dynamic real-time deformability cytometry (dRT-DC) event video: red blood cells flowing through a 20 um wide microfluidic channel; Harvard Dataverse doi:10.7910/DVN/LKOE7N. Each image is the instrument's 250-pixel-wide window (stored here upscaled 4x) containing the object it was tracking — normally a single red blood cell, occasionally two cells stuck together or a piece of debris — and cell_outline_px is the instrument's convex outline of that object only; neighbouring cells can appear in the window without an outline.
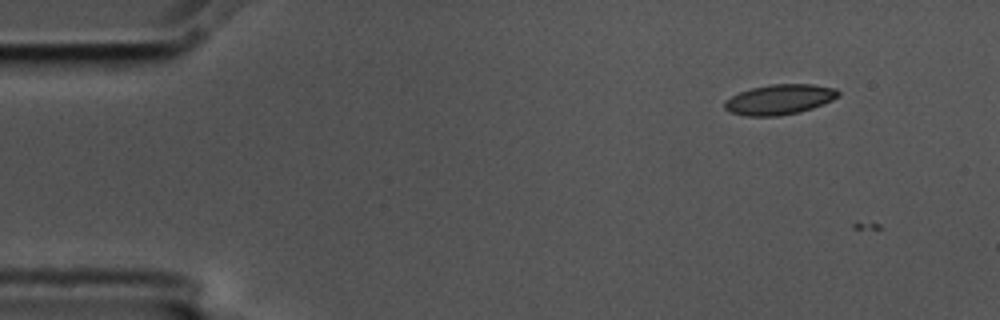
{"species": "common noctule bat (a hibernating species)", "species_latin": "Nyctalus noctula", "temperature_condition": "cold", "stored_images_in_passage": 2, "camera_frame_rate_fps": 3000, "um_per_image_px": 0.085, "animal": {"sex": "male", "body_mass_g": 17.5, "forearm_length_mm": 52.3}, "frame": {"image": 1, "passage_image": 1, "time_ms": 0.0, "image_size_px": [1000, 320], "cell_outline_px": [[840, 96], [824, 104], [800, 112], [780, 116], [744, 116], [728, 112], [724, 108], [724, 100], [740, 92], [752, 88], [772, 84], [812, 84], [836, 88], [840, 92]], "centroid_in_image_um": [66.26, 8.46], "position_along_channel_um": 18.7, "area_um2": 20.17}}